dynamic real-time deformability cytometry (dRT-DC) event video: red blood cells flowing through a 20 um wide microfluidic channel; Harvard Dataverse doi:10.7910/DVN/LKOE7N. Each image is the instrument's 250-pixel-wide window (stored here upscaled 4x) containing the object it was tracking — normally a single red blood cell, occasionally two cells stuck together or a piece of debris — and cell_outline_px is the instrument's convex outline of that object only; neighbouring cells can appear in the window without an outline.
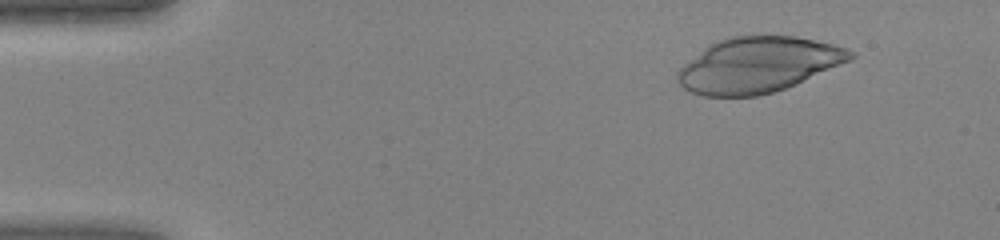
{"species": "human", "species_latin": "Homo sapiens", "temperature_condition": "warm", "stored_images_in_passage": 22, "camera_frame_rate_fps": 3000, "um_per_image_px": 0.085, "donor": {"sex": "female"}, "frame": {"image": 1, "passage_image": 5, "time_ms": 1.333, "image_size_px": [1000, 240], "cell_outline_px": [[856, 56], [848, 60], [784, 88], [772, 92], [756, 96], [704, 96], [692, 92], [684, 88], [676, 80], [676, 72], [688, 60], [708, 44], [716, 40], [728, 36], [796, 36], [832, 44], [856, 52]], "centroid_in_image_um": [64.36, 5.5], "position_along_channel_um": 20.6, "area_um2": 55.14}}